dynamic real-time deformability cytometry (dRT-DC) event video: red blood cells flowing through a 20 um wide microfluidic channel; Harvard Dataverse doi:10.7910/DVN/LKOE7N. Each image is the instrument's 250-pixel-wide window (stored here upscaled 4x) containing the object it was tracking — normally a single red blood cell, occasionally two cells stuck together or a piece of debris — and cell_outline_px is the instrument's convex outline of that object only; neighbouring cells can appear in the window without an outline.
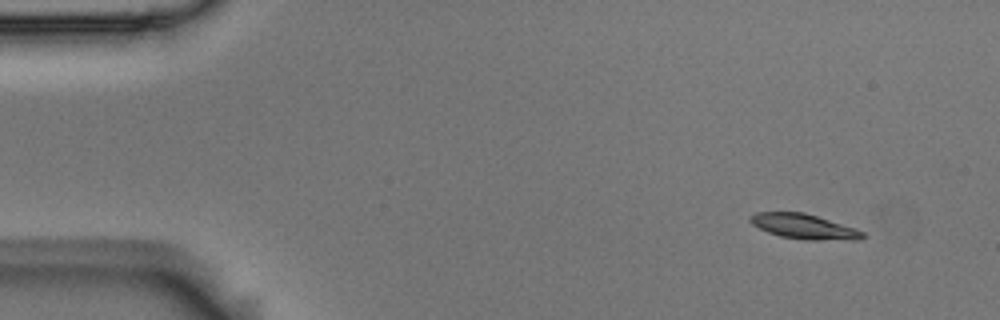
{"species": "Egyptian fruit bat (a non-hibernating species)", "species_latin": "Rousettus aegyptiacus", "temperature_condition": "room temperature", "stored_images_in_passage": 4, "camera_frame_rate_fps": 3000, "um_per_image_px": 0.085, "animal": {"sex": "male"}, "frame": {"image": 1, "passage_image": 1, "time_ms": 0.0, "image_size_px": [1000, 320], "cell_outline_px": [[868, 236], [860, 240], [804, 240], [780, 236], [768, 232], [752, 224], [748, 220], [748, 216], [756, 212], [804, 212], [856, 228], [864, 232]], "centroid_in_image_um": [68.37, 19.26], "position_along_channel_um": 16.6, "area_um2": 16.59}}
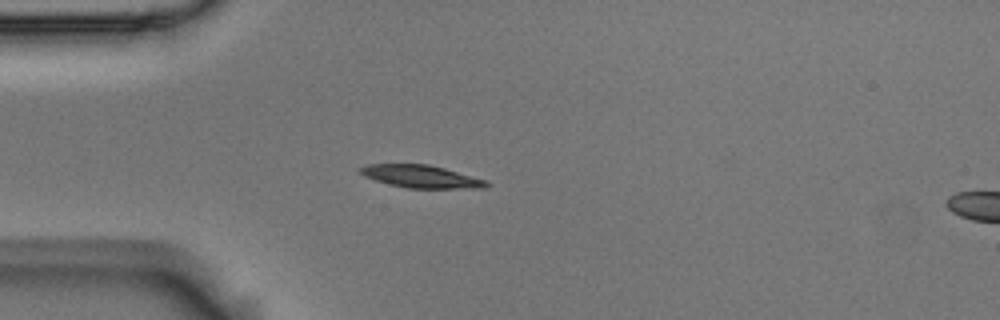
{"frame": {"image": 2, "passage_image": 3, "time_ms": 0.667, "image_size_px": [1000, 320], "cell_outline_px": [[488, 184], [484, 188], [408, 188], [388, 184], [364, 176], [356, 168], [368, 164], [428, 164], [444, 168], [488, 180]], "centroid_in_image_um": [35.78, 14.99], "position_along_channel_um": 49.2, "area_um2": 16.65}}